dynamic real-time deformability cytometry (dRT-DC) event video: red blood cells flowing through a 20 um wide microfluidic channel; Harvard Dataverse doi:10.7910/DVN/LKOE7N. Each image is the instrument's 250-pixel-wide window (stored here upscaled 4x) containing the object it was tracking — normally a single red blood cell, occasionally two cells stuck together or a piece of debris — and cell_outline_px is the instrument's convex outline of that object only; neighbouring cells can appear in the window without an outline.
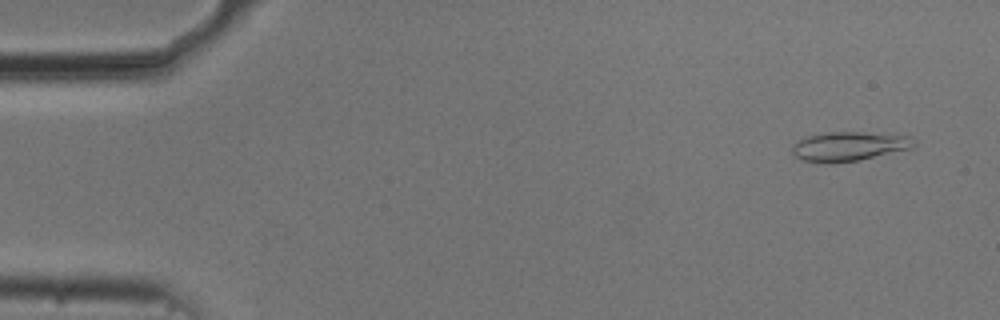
{"species": "common noctule bat (a hibernating species)", "species_latin": "Nyctalus noctula", "temperature_condition": "cold", "stored_images_in_passage": 53, "camera_frame_rate_fps": 3000, "um_per_image_px": 0.085, "animal": {"sex": "male", "body_mass_g": 20.5, "forearm_length_mm": 52.5}, "frame": {"image": 1, "passage_image": 3, "time_ms": 0.667, "image_size_px": [1000, 320], "cell_outline_px": [[916, 144], [912, 148], [860, 160], [804, 160], [796, 156], [792, 152], [792, 148], [804, 136], [828, 132], [860, 132], [912, 136], [916, 140]], "centroid_in_image_um": [72.27, 12.39], "position_along_channel_um": 12.7, "area_um2": 20.0}}
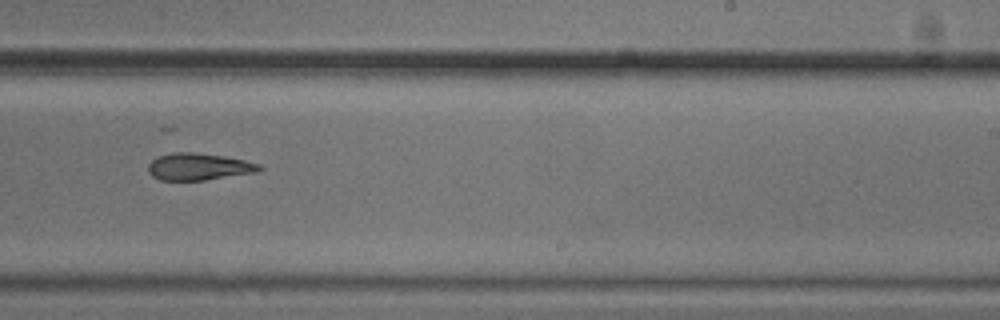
{"frame": {"image": 2, "passage_image": 33, "time_ms": 10.667, "image_size_px": [1000, 320], "cell_outline_px": [[264, 168], [256, 172], [204, 180], [160, 180], [152, 176], [148, 172], [148, 164], [156, 156], [172, 152], [192, 152], [224, 156], [244, 160], [260, 164]], "centroid_in_image_um": [16.86, 14.16], "position_along_channel_um": 272.1, "area_um2": 17.51}}
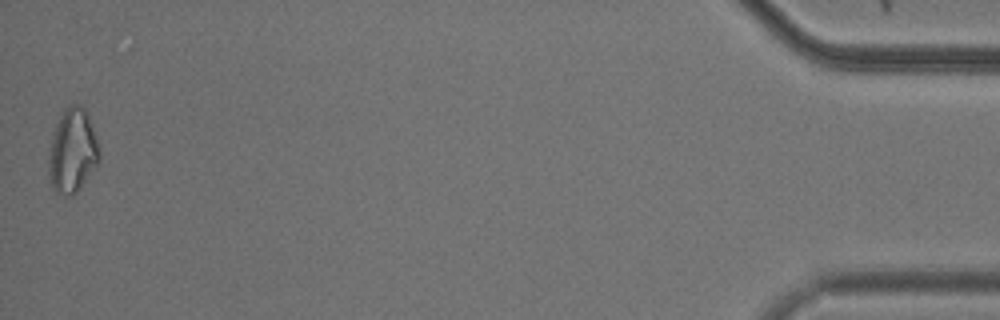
{"frame": {"image": 3, "passage_image": 53, "time_ms": 17.333, "image_size_px": [1000, 320], "cell_outline_px": [[100, 160], [76, 192], [72, 196], [56, 192], [52, 188], [48, 180], [48, 156], [52, 132], [64, 108], [68, 104], [80, 104], [84, 108], [88, 116], [100, 152]], "centroid_in_image_um": [6.12, 12.82], "position_along_channel_um": 429.1, "area_um2": 24.8}, "authors_computed_cell_mechanics": {"area_um2": 18.8428, "velocity_mm_per_s": 3.74, "shape_relaxation_time_tau1_ms": 2.9822, "shape_relaxation_time_tau2_ms": 5.4527, "deformation_change_tau1": 0.0992, "deformation_change_tau2": 0.1357}}